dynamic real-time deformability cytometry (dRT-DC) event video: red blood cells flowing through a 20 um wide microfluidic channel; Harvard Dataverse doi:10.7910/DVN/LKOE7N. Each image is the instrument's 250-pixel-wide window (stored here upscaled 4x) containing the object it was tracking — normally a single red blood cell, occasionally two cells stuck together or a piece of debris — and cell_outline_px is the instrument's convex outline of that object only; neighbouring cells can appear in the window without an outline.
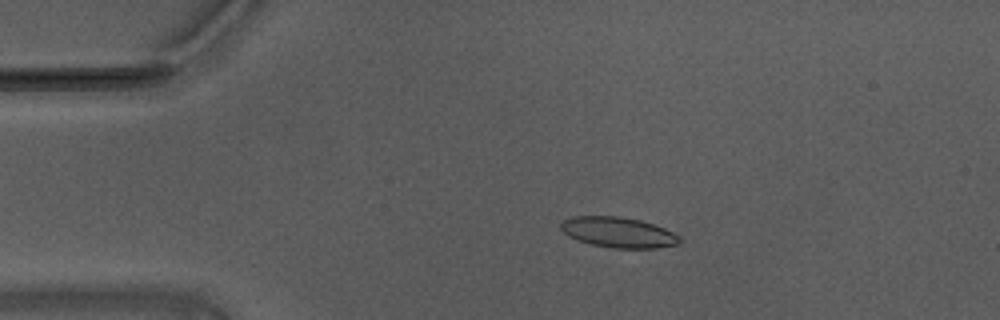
{"species": "Egyptian fruit bat (a non-hibernating species)", "species_latin": "Rousettus aegyptiacus", "temperature_condition": "warm", "stored_images_in_passage": 41, "camera_frame_rate_fps": 3000, "um_per_image_px": 0.085, "animal": {"sex": "male"}, "frame": {"image": 1, "passage_image": 7, "time_ms": 2.0, "image_size_px": [1000, 320], "cell_outline_px": [[684, 240], [680, 244], [656, 248], [612, 248], [592, 244], [568, 236], [560, 228], [560, 224], [564, 220], [572, 216], [620, 216], [640, 220], [664, 228], [680, 236]], "centroid_in_image_um": [52.59, 19.75], "position_along_channel_um": 32.4, "area_um2": 21.1}}
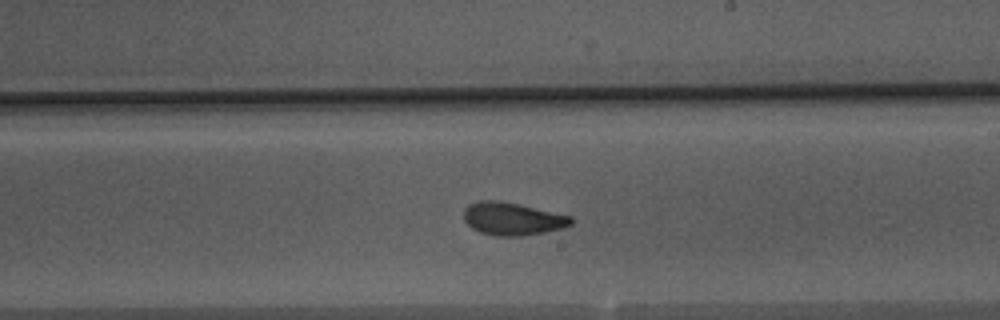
{"frame": {"image": 2, "passage_image": 28, "time_ms": 9.0, "image_size_px": [1000, 320], "cell_outline_px": [[572, 224], [564, 228], [544, 232], [520, 236], [500, 236], [480, 232], [472, 228], [464, 220], [464, 208], [468, 204], [480, 200], [500, 200], [572, 216]], "centroid_in_image_um": [43.55, 18.59], "position_along_channel_um": 245.5, "area_um2": 20.46}}
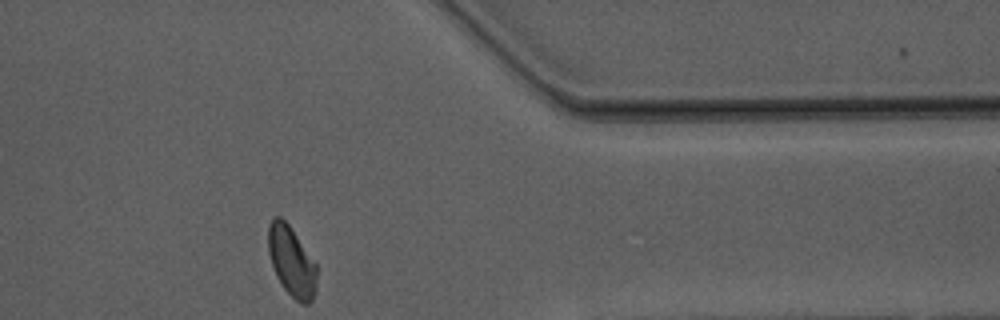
{"frame": {"image": 3, "passage_image": 41, "time_ms": 13.333, "image_size_px": [1000, 320], "cell_outline_px": [[316, 276], [312, 300], [308, 304], [300, 304], [280, 284], [276, 276], [268, 252], [268, 224], [276, 216], [280, 216], [288, 224], [316, 264]], "centroid_in_image_um": [24.75, 22.22], "position_along_channel_um": 386.6, "area_um2": 19.42}, "authors_computed_cell_mechanics": {"area_um2": 20.519, "velocity_mm_per_s": 3.6964, "shape_relaxation_time_tau1_ms": 7.1312, "shape_relaxation_time_tau2_ms": 1.9039, "deformation_change_tau1": 0.1652, "deformation_change_tau2": 0.0836}}